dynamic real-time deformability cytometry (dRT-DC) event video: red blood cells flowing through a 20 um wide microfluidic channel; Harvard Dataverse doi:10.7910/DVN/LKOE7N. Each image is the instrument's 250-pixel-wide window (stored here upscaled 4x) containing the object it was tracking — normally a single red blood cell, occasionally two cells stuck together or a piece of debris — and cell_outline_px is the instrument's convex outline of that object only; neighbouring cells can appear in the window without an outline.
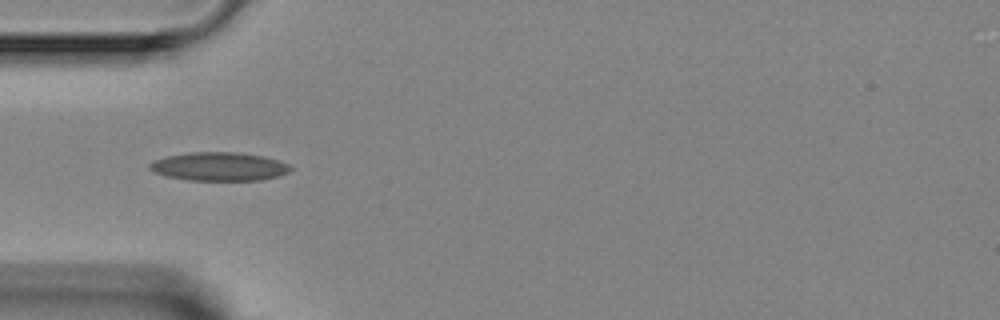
{"species": "Egyptian fruit bat (a non-hibernating species)", "species_latin": "Rousettus aegyptiacus", "temperature_condition": "room temperature", "stored_images_in_passage": 4, "camera_frame_rate_fps": 3000, "um_per_image_px": 0.085, "animal": {"sex": "female"}, "frame": {"image": 1, "passage_image": 1, "time_ms": 0.0, "image_size_px": [1000, 320], "cell_outline_px": [[292, 168], [288, 172], [276, 176], [260, 180], [188, 180], [164, 176], [152, 172], [148, 168], [148, 164], [156, 160], [168, 156], [188, 152], [236, 152], [264, 156], [288, 164]], "centroid_in_image_um": [18.57, 14.15], "position_along_channel_um": 66.4, "area_um2": 23.35}}
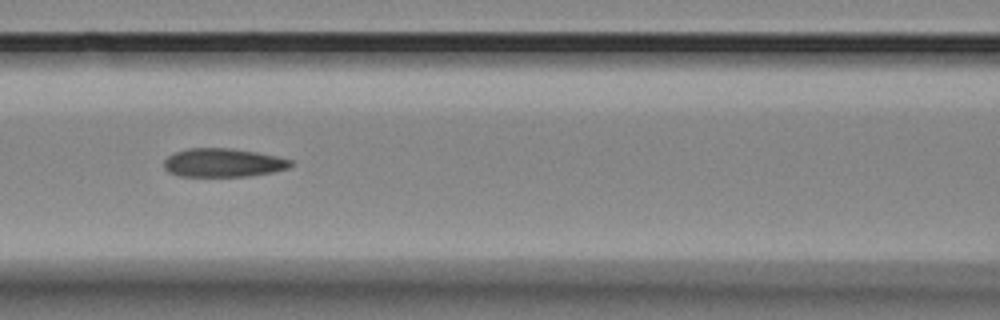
{"frame": {"image": 2, "passage_image": 3, "time_ms": 2.0, "image_size_px": [1000, 320], "cell_outline_px": [[296, 164], [288, 168], [272, 172], [248, 176], [180, 176], [168, 172], [164, 168], [164, 160], [168, 156], [176, 152], [188, 148], [232, 148], [256, 152], [276, 156], [292, 160]], "centroid_in_image_um": [18.98, 13.83], "position_along_channel_um": 147.6, "area_um2": 21.15}}
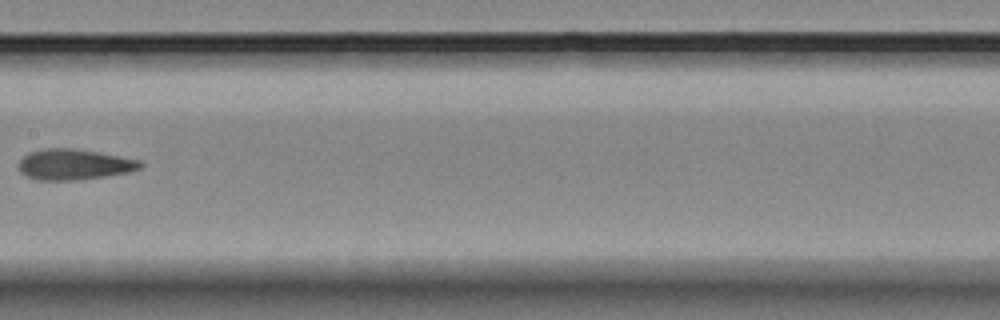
{"frame": {"image": 3, "passage_image": 4, "time_ms": 3.333, "image_size_px": [1000, 320], "cell_outline_px": [[144, 164], [140, 168], [128, 172], [104, 176], [72, 180], [40, 180], [28, 176], [20, 172], [16, 164], [28, 152], [44, 148], [72, 148], [96, 152], [140, 160]], "centroid_in_image_um": [6.25, 13.97], "position_along_channel_um": 201.2, "area_um2": 21.56}}